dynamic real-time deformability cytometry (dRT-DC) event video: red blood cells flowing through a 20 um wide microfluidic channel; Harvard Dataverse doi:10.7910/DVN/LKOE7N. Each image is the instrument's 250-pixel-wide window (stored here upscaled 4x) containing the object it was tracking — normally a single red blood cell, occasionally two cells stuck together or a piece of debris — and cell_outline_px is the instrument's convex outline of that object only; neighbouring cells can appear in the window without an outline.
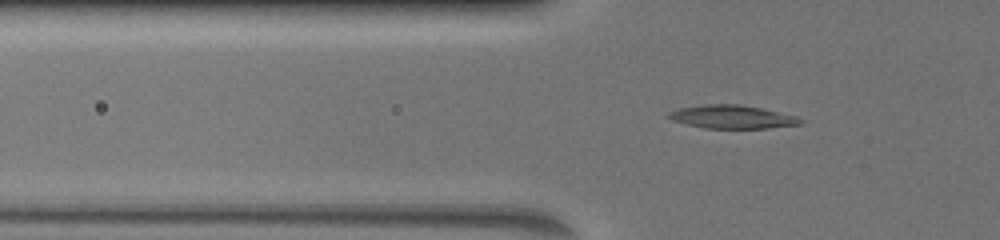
{"species": "common noctule bat (a hibernating species)", "species_latin": "Nyctalus noctula", "temperature_condition": "warm", "stored_images_in_passage": 48, "camera_frame_rate_fps": 3000, "um_per_image_px": 0.085, "animal": {"sex": "female", "body_mass_g": 19.5, "forearm_length_mm": 54.1}, "frame": {"image": 1, "passage_image": 18, "time_ms": 6.333, "image_size_px": [1000, 240], "cell_outline_px": [[804, 120], [800, 124], [768, 128], [704, 128], [672, 120], [664, 116], [668, 112], [680, 108], [704, 104], [740, 104], [760, 108], [796, 116]], "centroid_in_image_um": [62.19, 9.93], "position_along_channel_um": 63.6, "area_um2": 17.8}}
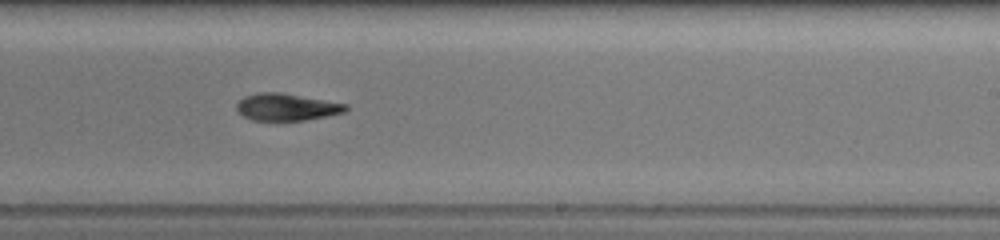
{"frame": {"image": 2, "passage_image": 31, "time_ms": 11.667, "image_size_px": [1000, 240], "cell_outline_px": [[348, 108], [344, 112], [328, 116], [304, 120], [252, 120], [244, 116], [236, 108], [236, 104], [244, 96], [260, 92], [280, 92], [348, 104]], "centroid_in_image_um": [24.37, 9.09], "position_along_channel_um": 264.6, "area_um2": 17.11}}
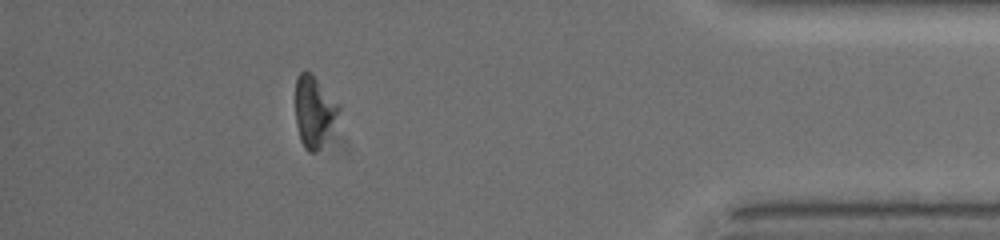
{"frame": {"image": 3, "passage_image": 44, "time_ms": 16.333, "image_size_px": [1000, 240], "cell_outline_px": [[340, 108], [316, 152], [308, 152], [304, 148], [300, 140], [296, 124], [296, 80], [300, 72], [312, 72]], "centroid_in_image_um": [26.63, 9.43], "position_along_channel_um": 408.6, "area_um2": 16.99}, "authors_computed_cell_mechanics": {"area_um2": 17.7157, "velocity_mm_per_s": 3.9011, "shape_relaxation_time_tau1_ms": 5.7073, "shape_relaxation_time_tau2_ms": 9.6695, "deformation_change_tau1": 0.1596, "deformation_change_tau2": 0.2106}}